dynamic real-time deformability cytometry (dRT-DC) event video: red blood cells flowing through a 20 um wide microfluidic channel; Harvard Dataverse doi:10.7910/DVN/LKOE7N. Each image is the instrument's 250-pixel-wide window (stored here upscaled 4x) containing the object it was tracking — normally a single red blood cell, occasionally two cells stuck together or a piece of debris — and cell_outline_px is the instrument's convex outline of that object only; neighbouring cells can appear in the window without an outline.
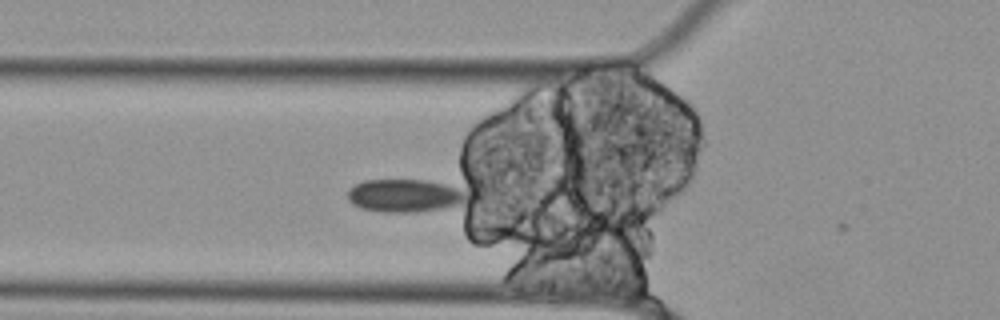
{"species": "Egyptian fruit bat (a non-hibernating species)", "species_latin": "Rousettus aegyptiacus", "temperature_condition": "cold", "stored_images_in_passage": 3, "camera_frame_rate_fps": 3000, "um_per_image_px": 0.085, "animal": {"sex": "female"}, "frame": {"image": 1, "passage_image": 2, "time_ms": 0.333, "image_size_px": [1000, 320], "cell_outline_px": [[472, 184], [468, 200], [460, 204], [448, 208], [416, 212], [384, 212], [360, 208], [352, 204], [348, 200], [348, 188], [364, 180], [424, 180]], "centroid_in_image_um": [34.65, 16.59], "position_along_channel_um": 91.1, "area_um2": 24.39}}